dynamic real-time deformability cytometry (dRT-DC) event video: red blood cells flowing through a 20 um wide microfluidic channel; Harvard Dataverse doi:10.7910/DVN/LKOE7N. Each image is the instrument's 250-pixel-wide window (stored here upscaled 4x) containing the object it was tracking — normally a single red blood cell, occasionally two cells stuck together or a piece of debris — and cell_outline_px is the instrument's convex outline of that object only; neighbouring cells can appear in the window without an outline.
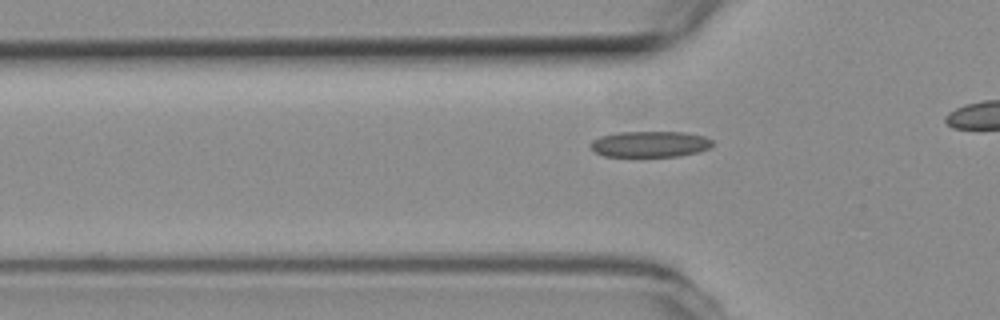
{"species": "common noctule bat (a hibernating species)", "species_latin": "Nyctalus noctula", "temperature_condition": "room temperature", "stored_images_in_passage": 32, "camera_frame_rate_fps": 3000, "um_per_image_px": 0.085, "animal": {"sex": "female", "body_mass_g": 19.3, "forearm_length_mm": 54.1}, "frame": {"image": 1, "passage_image": 6, "time_ms": 1.667, "image_size_px": [1000, 320], "cell_outline_px": [[712, 144], [708, 148], [696, 152], [680, 156], [604, 156], [596, 152], [588, 144], [592, 140], [600, 136], [616, 132], [684, 132], [704, 136], [712, 140]], "centroid_in_image_um": [55.21, 12.24], "position_along_channel_um": 70.6, "area_um2": 18.38}}
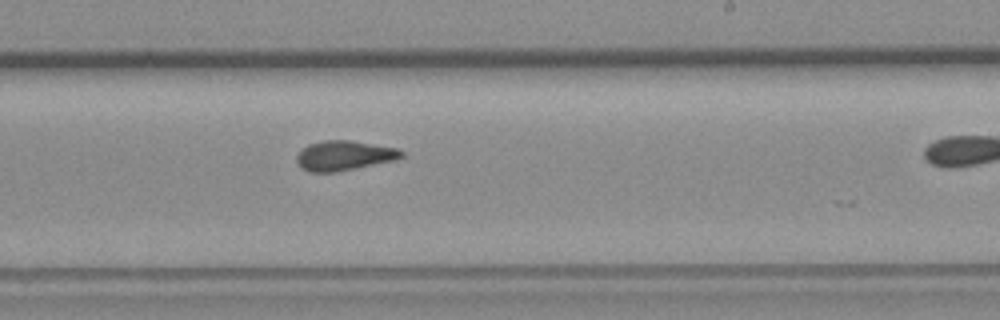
{"frame": {"image": 2, "passage_image": 21, "time_ms": 6.667, "image_size_px": [1000, 320], "cell_outline_px": [[404, 156], [396, 160], [336, 172], [308, 172], [300, 168], [296, 160], [296, 156], [308, 144], [324, 140], [348, 140], [396, 148], [404, 152]], "centroid_in_image_um": [29.23, 13.23], "position_along_channel_um": 259.8, "area_um2": 18.15}}
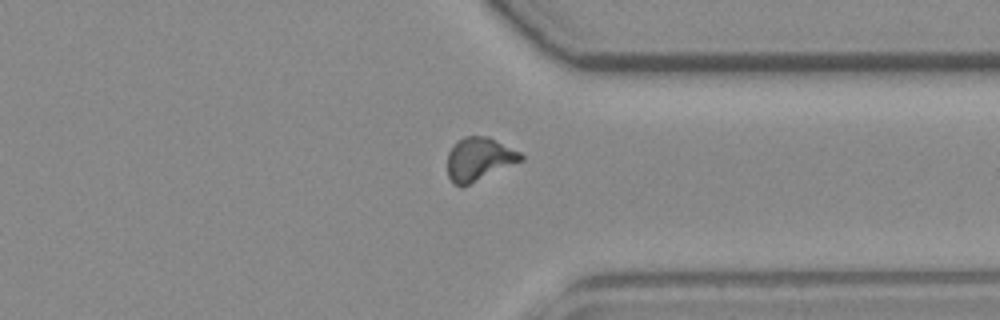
{"frame": {"image": 3, "passage_image": 30, "time_ms": 9.667, "image_size_px": [1000, 320], "cell_outline_px": [[524, 160], [460, 188], [448, 176], [448, 152], [456, 140], [464, 136], [488, 136], [520, 152], [524, 156]], "centroid_in_image_um": [40.72, 13.51], "position_along_channel_um": 370.7, "area_um2": 18.5}}